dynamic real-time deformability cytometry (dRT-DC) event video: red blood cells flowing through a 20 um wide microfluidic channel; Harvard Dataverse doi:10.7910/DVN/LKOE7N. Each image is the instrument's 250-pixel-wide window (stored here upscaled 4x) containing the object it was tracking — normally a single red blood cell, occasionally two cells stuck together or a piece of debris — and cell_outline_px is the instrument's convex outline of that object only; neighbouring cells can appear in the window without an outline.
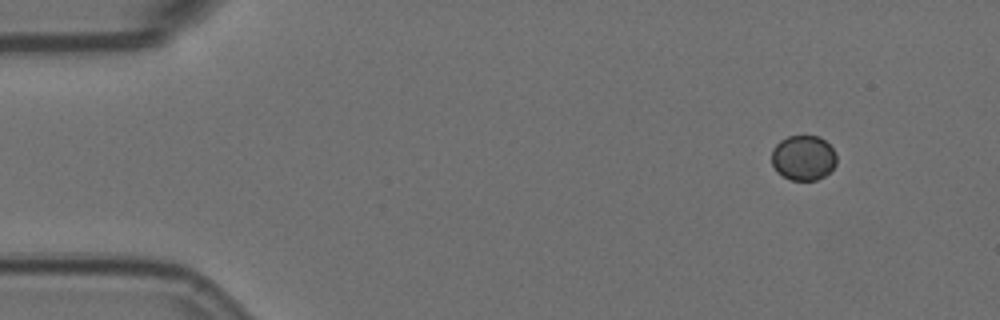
{"species": "Egyptian fruit bat (a non-hibernating species)", "species_latin": "Rousettus aegyptiacus", "temperature_condition": "room temperature", "stored_images_in_passage": 4, "camera_frame_rate_fps": 3000, "um_per_image_px": 0.085, "animal": {"sex": "female"}, "frame": {"image": 1, "passage_image": 1, "time_ms": 0.0, "image_size_px": [1000, 320], "cell_outline_px": [[836, 164], [824, 176], [816, 180], [792, 180], [776, 172], [772, 164], [772, 148], [780, 140], [788, 136], [820, 136], [836, 152]], "centroid_in_image_um": [68.27, 13.4], "position_along_channel_um": 16.7, "area_um2": 17.05}}
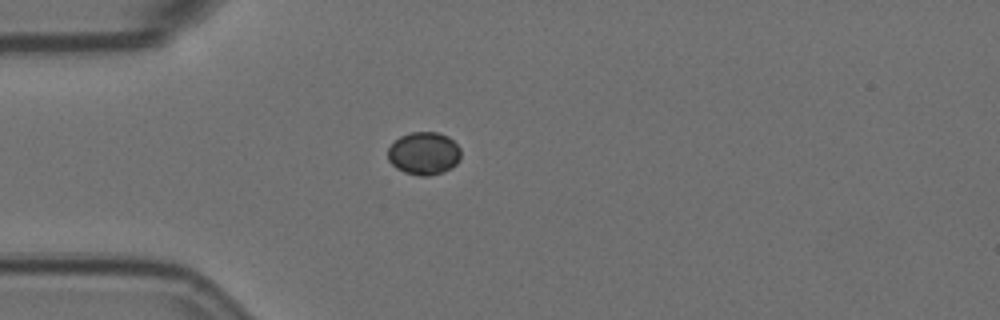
{"frame": {"image": 2, "passage_image": 4, "time_ms": 1.0, "image_size_px": [1000, 320], "cell_outline_px": [[460, 160], [452, 168], [444, 172], [428, 176], [420, 176], [404, 172], [396, 168], [388, 160], [388, 148], [400, 136], [412, 132], [436, 132], [448, 136], [460, 148]], "centroid_in_image_um": [36.04, 13.05], "position_along_channel_um": 49.0, "area_um2": 18.26}}